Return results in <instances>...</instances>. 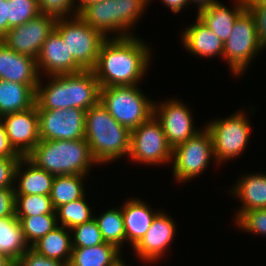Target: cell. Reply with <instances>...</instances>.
Here are the masks:
<instances>
[{
  "label": "cell",
  "mask_w": 266,
  "mask_h": 266,
  "mask_svg": "<svg viewBox=\"0 0 266 266\" xmlns=\"http://www.w3.org/2000/svg\"><path fill=\"white\" fill-rule=\"evenodd\" d=\"M120 253L121 249L108 242L93 247L72 248L69 266H115L122 260Z\"/></svg>",
  "instance_id": "d4e9b609"
},
{
  "label": "cell",
  "mask_w": 266,
  "mask_h": 266,
  "mask_svg": "<svg viewBox=\"0 0 266 266\" xmlns=\"http://www.w3.org/2000/svg\"><path fill=\"white\" fill-rule=\"evenodd\" d=\"M247 9L254 16L257 36L260 44L266 48V4L246 5Z\"/></svg>",
  "instance_id": "ab89813d"
},
{
  "label": "cell",
  "mask_w": 266,
  "mask_h": 266,
  "mask_svg": "<svg viewBox=\"0 0 266 266\" xmlns=\"http://www.w3.org/2000/svg\"><path fill=\"white\" fill-rule=\"evenodd\" d=\"M8 32V0H0V40Z\"/></svg>",
  "instance_id": "7bdbcfd3"
},
{
  "label": "cell",
  "mask_w": 266,
  "mask_h": 266,
  "mask_svg": "<svg viewBox=\"0 0 266 266\" xmlns=\"http://www.w3.org/2000/svg\"><path fill=\"white\" fill-rule=\"evenodd\" d=\"M0 157H21L14 151V149L9 144L5 127L2 122H0Z\"/></svg>",
  "instance_id": "b9f144b4"
},
{
  "label": "cell",
  "mask_w": 266,
  "mask_h": 266,
  "mask_svg": "<svg viewBox=\"0 0 266 266\" xmlns=\"http://www.w3.org/2000/svg\"><path fill=\"white\" fill-rule=\"evenodd\" d=\"M92 28L100 31L106 38L113 32L112 0H102L86 6L78 14Z\"/></svg>",
  "instance_id": "f546056e"
},
{
  "label": "cell",
  "mask_w": 266,
  "mask_h": 266,
  "mask_svg": "<svg viewBox=\"0 0 266 266\" xmlns=\"http://www.w3.org/2000/svg\"><path fill=\"white\" fill-rule=\"evenodd\" d=\"M264 48L257 36L254 16L246 9L234 22L231 35L224 43L223 59L234 75H243L245 69Z\"/></svg>",
  "instance_id": "ba28073f"
},
{
  "label": "cell",
  "mask_w": 266,
  "mask_h": 266,
  "mask_svg": "<svg viewBox=\"0 0 266 266\" xmlns=\"http://www.w3.org/2000/svg\"><path fill=\"white\" fill-rule=\"evenodd\" d=\"M84 138L98 165L129 156L131 131L119 124L100 102L86 111Z\"/></svg>",
  "instance_id": "3957f363"
},
{
  "label": "cell",
  "mask_w": 266,
  "mask_h": 266,
  "mask_svg": "<svg viewBox=\"0 0 266 266\" xmlns=\"http://www.w3.org/2000/svg\"><path fill=\"white\" fill-rule=\"evenodd\" d=\"M235 222L243 231L266 236V209L245 211Z\"/></svg>",
  "instance_id": "d590c367"
},
{
  "label": "cell",
  "mask_w": 266,
  "mask_h": 266,
  "mask_svg": "<svg viewBox=\"0 0 266 266\" xmlns=\"http://www.w3.org/2000/svg\"><path fill=\"white\" fill-rule=\"evenodd\" d=\"M153 115L160 122L172 149L201 131L194 128L190 109L177 99H169L165 103L161 102V105L160 102L159 105L154 102Z\"/></svg>",
  "instance_id": "7c38bea8"
},
{
  "label": "cell",
  "mask_w": 266,
  "mask_h": 266,
  "mask_svg": "<svg viewBox=\"0 0 266 266\" xmlns=\"http://www.w3.org/2000/svg\"><path fill=\"white\" fill-rule=\"evenodd\" d=\"M115 266H127L123 260L117 263Z\"/></svg>",
  "instance_id": "681fc988"
},
{
  "label": "cell",
  "mask_w": 266,
  "mask_h": 266,
  "mask_svg": "<svg viewBox=\"0 0 266 266\" xmlns=\"http://www.w3.org/2000/svg\"><path fill=\"white\" fill-rule=\"evenodd\" d=\"M15 266H69L61 261L50 259L37 254L29 248L24 255L16 262Z\"/></svg>",
  "instance_id": "f35d334b"
},
{
  "label": "cell",
  "mask_w": 266,
  "mask_h": 266,
  "mask_svg": "<svg viewBox=\"0 0 266 266\" xmlns=\"http://www.w3.org/2000/svg\"><path fill=\"white\" fill-rule=\"evenodd\" d=\"M87 175H55L50 198L54 209L86 195L83 180Z\"/></svg>",
  "instance_id": "83f0119b"
},
{
  "label": "cell",
  "mask_w": 266,
  "mask_h": 266,
  "mask_svg": "<svg viewBox=\"0 0 266 266\" xmlns=\"http://www.w3.org/2000/svg\"><path fill=\"white\" fill-rule=\"evenodd\" d=\"M16 263L6 254L0 252V266H15Z\"/></svg>",
  "instance_id": "7dc6e473"
},
{
  "label": "cell",
  "mask_w": 266,
  "mask_h": 266,
  "mask_svg": "<svg viewBox=\"0 0 266 266\" xmlns=\"http://www.w3.org/2000/svg\"><path fill=\"white\" fill-rule=\"evenodd\" d=\"M136 36L112 39L102 43L93 69L100 88L137 85L151 62V49Z\"/></svg>",
  "instance_id": "6da1fadb"
},
{
  "label": "cell",
  "mask_w": 266,
  "mask_h": 266,
  "mask_svg": "<svg viewBox=\"0 0 266 266\" xmlns=\"http://www.w3.org/2000/svg\"><path fill=\"white\" fill-rule=\"evenodd\" d=\"M232 192L242 203L234 218L235 221L245 211L266 209V173L243 175L232 188Z\"/></svg>",
  "instance_id": "7402d4cb"
},
{
  "label": "cell",
  "mask_w": 266,
  "mask_h": 266,
  "mask_svg": "<svg viewBox=\"0 0 266 266\" xmlns=\"http://www.w3.org/2000/svg\"><path fill=\"white\" fill-rule=\"evenodd\" d=\"M37 111L40 140H77L85 137V110L69 108Z\"/></svg>",
  "instance_id": "8fae6325"
},
{
  "label": "cell",
  "mask_w": 266,
  "mask_h": 266,
  "mask_svg": "<svg viewBox=\"0 0 266 266\" xmlns=\"http://www.w3.org/2000/svg\"><path fill=\"white\" fill-rule=\"evenodd\" d=\"M163 4L170 8L172 13H179L187 4H191L190 0H161Z\"/></svg>",
  "instance_id": "ee69618b"
},
{
  "label": "cell",
  "mask_w": 266,
  "mask_h": 266,
  "mask_svg": "<svg viewBox=\"0 0 266 266\" xmlns=\"http://www.w3.org/2000/svg\"><path fill=\"white\" fill-rule=\"evenodd\" d=\"M55 23L54 17L40 13L25 24L9 29L2 41L17 53L36 59Z\"/></svg>",
  "instance_id": "4fadbf2b"
},
{
  "label": "cell",
  "mask_w": 266,
  "mask_h": 266,
  "mask_svg": "<svg viewBox=\"0 0 266 266\" xmlns=\"http://www.w3.org/2000/svg\"><path fill=\"white\" fill-rule=\"evenodd\" d=\"M48 77L50 81L45 86L39 79L37 110L79 108L87 111L99 102L100 85L93 70Z\"/></svg>",
  "instance_id": "7a4b0ae2"
},
{
  "label": "cell",
  "mask_w": 266,
  "mask_h": 266,
  "mask_svg": "<svg viewBox=\"0 0 266 266\" xmlns=\"http://www.w3.org/2000/svg\"><path fill=\"white\" fill-rule=\"evenodd\" d=\"M91 210L84 195L55 209L57 224L70 230L94 218Z\"/></svg>",
  "instance_id": "4dcf8cb0"
},
{
  "label": "cell",
  "mask_w": 266,
  "mask_h": 266,
  "mask_svg": "<svg viewBox=\"0 0 266 266\" xmlns=\"http://www.w3.org/2000/svg\"><path fill=\"white\" fill-rule=\"evenodd\" d=\"M21 157H0V188H14L15 169Z\"/></svg>",
  "instance_id": "74e56055"
},
{
  "label": "cell",
  "mask_w": 266,
  "mask_h": 266,
  "mask_svg": "<svg viewBox=\"0 0 266 266\" xmlns=\"http://www.w3.org/2000/svg\"><path fill=\"white\" fill-rule=\"evenodd\" d=\"M266 4V0H246V5H261Z\"/></svg>",
  "instance_id": "c3c4849f"
},
{
  "label": "cell",
  "mask_w": 266,
  "mask_h": 266,
  "mask_svg": "<svg viewBox=\"0 0 266 266\" xmlns=\"http://www.w3.org/2000/svg\"><path fill=\"white\" fill-rule=\"evenodd\" d=\"M38 84H20L0 80V115L1 117L22 112L35 105Z\"/></svg>",
  "instance_id": "603a6c76"
},
{
  "label": "cell",
  "mask_w": 266,
  "mask_h": 266,
  "mask_svg": "<svg viewBox=\"0 0 266 266\" xmlns=\"http://www.w3.org/2000/svg\"><path fill=\"white\" fill-rule=\"evenodd\" d=\"M15 215L14 188H0V219Z\"/></svg>",
  "instance_id": "60d3db41"
},
{
  "label": "cell",
  "mask_w": 266,
  "mask_h": 266,
  "mask_svg": "<svg viewBox=\"0 0 266 266\" xmlns=\"http://www.w3.org/2000/svg\"><path fill=\"white\" fill-rule=\"evenodd\" d=\"M129 158L152 166L171 162L172 148L154 115L131 131Z\"/></svg>",
  "instance_id": "9c48e42d"
},
{
  "label": "cell",
  "mask_w": 266,
  "mask_h": 266,
  "mask_svg": "<svg viewBox=\"0 0 266 266\" xmlns=\"http://www.w3.org/2000/svg\"><path fill=\"white\" fill-rule=\"evenodd\" d=\"M56 214L49 195H15V216Z\"/></svg>",
  "instance_id": "d6a6232c"
},
{
  "label": "cell",
  "mask_w": 266,
  "mask_h": 266,
  "mask_svg": "<svg viewBox=\"0 0 266 266\" xmlns=\"http://www.w3.org/2000/svg\"><path fill=\"white\" fill-rule=\"evenodd\" d=\"M16 217L20 221L25 241L29 247L58 226L56 214Z\"/></svg>",
  "instance_id": "1f68e13d"
},
{
  "label": "cell",
  "mask_w": 266,
  "mask_h": 266,
  "mask_svg": "<svg viewBox=\"0 0 266 266\" xmlns=\"http://www.w3.org/2000/svg\"><path fill=\"white\" fill-rule=\"evenodd\" d=\"M175 221L159 212L144 237L133 247L136 255L145 262H155L166 253L176 231Z\"/></svg>",
  "instance_id": "2e32d148"
},
{
  "label": "cell",
  "mask_w": 266,
  "mask_h": 266,
  "mask_svg": "<svg viewBox=\"0 0 266 266\" xmlns=\"http://www.w3.org/2000/svg\"><path fill=\"white\" fill-rule=\"evenodd\" d=\"M182 43L191 54L202 58L218 56L223 58L224 43L198 17L195 23L183 30Z\"/></svg>",
  "instance_id": "ac0fdd59"
},
{
  "label": "cell",
  "mask_w": 266,
  "mask_h": 266,
  "mask_svg": "<svg viewBox=\"0 0 266 266\" xmlns=\"http://www.w3.org/2000/svg\"><path fill=\"white\" fill-rule=\"evenodd\" d=\"M231 10L221 2L213 4L197 13V17L216 34L223 43L231 35L235 20L247 9L246 0H235Z\"/></svg>",
  "instance_id": "ffe728a7"
},
{
  "label": "cell",
  "mask_w": 266,
  "mask_h": 266,
  "mask_svg": "<svg viewBox=\"0 0 266 266\" xmlns=\"http://www.w3.org/2000/svg\"><path fill=\"white\" fill-rule=\"evenodd\" d=\"M38 73L45 76L66 75L84 70L69 53L62 37L53 30L46 38L36 58Z\"/></svg>",
  "instance_id": "9a60e30c"
},
{
  "label": "cell",
  "mask_w": 266,
  "mask_h": 266,
  "mask_svg": "<svg viewBox=\"0 0 266 266\" xmlns=\"http://www.w3.org/2000/svg\"><path fill=\"white\" fill-rule=\"evenodd\" d=\"M19 219L14 216L0 219V252L6 254L15 263L29 249Z\"/></svg>",
  "instance_id": "4316f807"
},
{
  "label": "cell",
  "mask_w": 266,
  "mask_h": 266,
  "mask_svg": "<svg viewBox=\"0 0 266 266\" xmlns=\"http://www.w3.org/2000/svg\"><path fill=\"white\" fill-rule=\"evenodd\" d=\"M36 59L17 53L0 40V80L20 84H38Z\"/></svg>",
  "instance_id": "e0dca14e"
},
{
  "label": "cell",
  "mask_w": 266,
  "mask_h": 266,
  "mask_svg": "<svg viewBox=\"0 0 266 266\" xmlns=\"http://www.w3.org/2000/svg\"><path fill=\"white\" fill-rule=\"evenodd\" d=\"M244 113L245 110H240L232 116L205 124L212 137L213 154L217 164L236 158L246 149L252 128Z\"/></svg>",
  "instance_id": "52a82bcc"
},
{
  "label": "cell",
  "mask_w": 266,
  "mask_h": 266,
  "mask_svg": "<svg viewBox=\"0 0 266 266\" xmlns=\"http://www.w3.org/2000/svg\"><path fill=\"white\" fill-rule=\"evenodd\" d=\"M9 144L21 157H26L40 142L36 104L22 112L1 117Z\"/></svg>",
  "instance_id": "5bb4252c"
},
{
  "label": "cell",
  "mask_w": 266,
  "mask_h": 266,
  "mask_svg": "<svg viewBox=\"0 0 266 266\" xmlns=\"http://www.w3.org/2000/svg\"><path fill=\"white\" fill-rule=\"evenodd\" d=\"M26 158L53 175H88L90 166L97 165L85 138L40 140Z\"/></svg>",
  "instance_id": "277c9868"
},
{
  "label": "cell",
  "mask_w": 266,
  "mask_h": 266,
  "mask_svg": "<svg viewBox=\"0 0 266 266\" xmlns=\"http://www.w3.org/2000/svg\"><path fill=\"white\" fill-rule=\"evenodd\" d=\"M211 157L214 158L213 141L204 127L194 137L172 149L174 178L182 183L202 174Z\"/></svg>",
  "instance_id": "30bf717a"
},
{
  "label": "cell",
  "mask_w": 266,
  "mask_h": 266,
  "mask_svg": "<svg viewBox=\"0 0 266 266\" xmlns=\"http://www.w3.org/2000/svg\"><path fill=\"white\" fill-rule=\"evenodd\" d=\"M79 1V2H78ZM102 0H74V3L77 2V6L76 7V13H80L86 6L96 3V2H100Z\"/></svg>",
  "instance_id": "f6af8a7d"
},
{
  "label": "cell",
  "mask_w": 266,
  "mask_h": 266,
  "mask_svg": "<svg viewBox=\"0 0 266 266\" xmlns=\"http://www.w3.org/2000/svg\"><path fill=\"white\" fill-rule=\"evenodd\" d=\"M37 1L40 13L54 17L56 20L68 18L69 14L71 15L75 14V16L78 15V13L72 12L74 11V9L76 10V7H74L75 6L74 0H37Z\"/></svg>",
  "instance_id": "8d00e7d4"
},
{
  "label": "cell",
  "mask_w": 266,
  "mask_h": 266,
  "mask_svg": "<svg viewBox=\"0 0 266 266\" xmlns=\"http://www.w3.org/2000/svg\"><path fill=\"white\" fill-rule=\"evenodd\" d=\"M152 211L141 199H129L122 206L126 241L134 247L146 234L154 217L159 213Z\"/></svg>",
  "instance_id": "44dd1931"
},
{
  "label": "cell",
  "mask_w": 266,
  "mask_h": 266,
  "mask_svg": "<svg viewBox=\"0 0 266 266\" xmlns=\"http://www.w3.org/2000/svg\"><path fill=\"white\" fill-rule=\"evenodd\" d=\"M102 238L105 242L114 244L118 249L122 248V244L126 243V234L124 229V219L122 214V206L120 208H111L103 212L99 217H94Z\"/></svg>",
  "instance_id": "f1b7e54d"
},
{
  "label": "cell",
  "mask_w": 266,
  "mask_h": 266,
  "mask_svg": "<svg viewBox=\"0 0 266 266\" xmlns=\"http://www.w3.org/2000/svg\"><path fill=\"white\" fill-rule=\"evenodd\" d=\"M73 16L71 19H57L54 30L62 37L73 59L84 70H93L100 47L107 38L79 15Z\"/></svg>",
  "instance_id": "8992f818"
},
{
  "label": "cell",
  "mask_w": 266,
  "mask_h": 266,
  "mask_svg": "<svg viewBox=\"0 0 266 266\" xmlns=\"http://www.w3.org/2000/svg\"><path fill=\"white\" fill-rule=\"evenodd\" d=\"M40 14L37 0H8V30Z\"/></svg>",
  "instance_id": "836d02e7"
},
{
  "label": "cell",
  "mask_w": 266,
  "mask_h": 266,
  "mask_svg": "<svg viewBox=\"0 0 266 266\" xmlns=\"http://www.w3.org/2000/svg\"><path fill=\"white\" fill-rule=\"evenodd\" d=\"M26 169H22L23 167ZM55 175L36 167L26 157H21L15 169V195H49ZM18 179V186L16 181Z\"/></svg>",
  "instance_id": "d6986e66"
},
{
  "label": "cell",
  "mask_w": 266,
  "mask_h": 266,
  "mask_svg": "<svg viewBox=\"0 0 266 266\" xmlns=\"http://www.w3.org/2000/svg\"><path fill=\"white\" fill-rule=\"evenodd\" d=\"M72 248L93 247L105 243L94 218L70 229Z\"/></svg>",
  "instance_id": "e575fe53"
},
{
  "label": "cell",
  "mask_w": 266,
  "mask_h": 266,
  "mask_svg": "<svg viewBox=\"0 0 266 266\" xmlns=\"http://www.w3.org/2000/svg\"><path fill=\"white\" fill-rule=\"evenodd\" d=\"M71 231L58 225L40 238L30 248L37 254L69 265L72 255Z\"/></svg>",
  "instance_id": "cb8c5ba5"
},
{
  "label": "cell",
  "mask_w": 266,
  "mask_h": 266,
  "mask_svg": "<svg viewBox=\"0 0 266 266\" xmlns=\"http://www.w3.org/2000/svg\"><path fill=\"white\" fill-rule=\"evenodd\" d=\"M138 85L100 88L99 102L109 114L129 131L153 115L154 102L142 93Z\"/></svg>",
  "instance_id": "5b68a950"
},
{
  "label": "cell",
  "mask_w": 266,
  "mask_h": 266,
  "mask_svg": "<svg viewBox=\"0 0 266 266\" xmlns=\"http://www.w3.org/2000/svg\"><path fill=\"white\" fill-rule=\"evenodd\" d=\"M191 3H196L199 7L197 11H200L201 9H205L213 4H216L220 1L217 0H190Z\"/></svg>",
  "instance_id": "bcb514c9"
},
{
  "label": "cell",
  "mask_w": 266,
  "mask_h": 266,
  "mask_svg": "<svg viewBox=\"0 0 266 266\" xmlns=\"http://www.w3.org/2000/svg\"><path fill=\"white\" fill-rule=\"evenodd\" d=\"M149 2L150 0H112L113 33L116 32L114 38L134 36L129 31L144 14Z\"/></svg>",
  "instance_id": "484cf974"
}]
</instances>
